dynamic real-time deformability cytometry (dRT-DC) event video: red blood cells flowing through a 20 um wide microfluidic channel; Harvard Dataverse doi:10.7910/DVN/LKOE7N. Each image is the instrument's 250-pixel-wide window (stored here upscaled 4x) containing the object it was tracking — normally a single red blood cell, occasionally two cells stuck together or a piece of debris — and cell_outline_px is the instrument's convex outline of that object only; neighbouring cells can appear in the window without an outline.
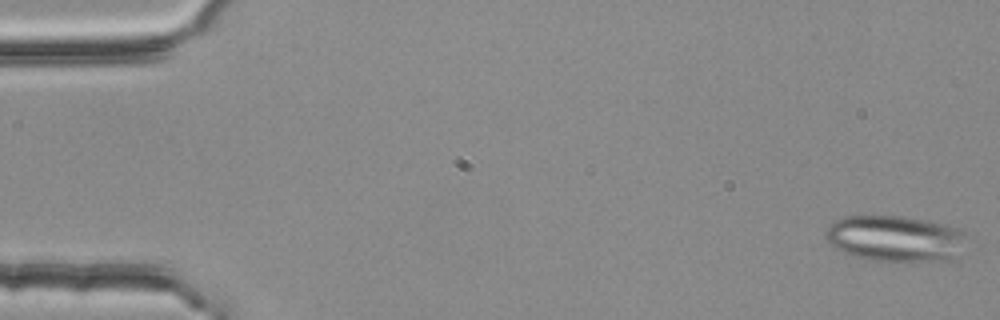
{"species": "common noctule bat (a hibernating species)", "species_latin": "Nyctalus noctula", "temperature_condition": "room temperature", "stored_images_in_passage": 54, "segment_of_instrument_passage": [1, 2], "camera_frame_rate_fps": 3000, "um_per_image_px": 0.085, "animal": {"sex": "female", "body_mass_g": 25.1}, "frame": {"image": 1, "passage_image": 1, "time_ms": 0.0, "image_size_px": [1000, 320], "cell_outline_px": [[964, 236], [952, 260], [944, 264], [868, 260], [844, 252], [836, 248], [824, 236], [824, 232], [836, 220], [848, 216], [904, 216], [924, 220], [956, 228], [964, 232]], "centroid_in_image_um": [76.08, 20.32], "position_along_channel_um": 8.9, "area_um2": 37.86}}